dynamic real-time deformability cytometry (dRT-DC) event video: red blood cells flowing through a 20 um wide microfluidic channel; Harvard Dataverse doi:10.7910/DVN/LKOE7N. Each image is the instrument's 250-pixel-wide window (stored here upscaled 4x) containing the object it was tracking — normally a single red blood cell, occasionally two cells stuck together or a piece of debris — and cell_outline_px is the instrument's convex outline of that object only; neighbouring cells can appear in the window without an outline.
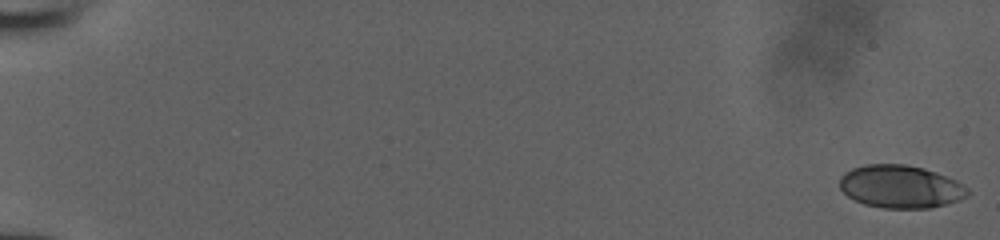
{"species": "human", "species_latin": "Homo sapiens", "temperature_condition": "room temperature", "stored_images_in_passage": 53, "camera_frame_rate_fps": 3000, "um_per_image_px": 0.085, "donor": {"sex": "male"}, "frame": {"image": 1, "passage_image": 1, "time_ms": 0.0, "image_size_px": [1000, 240], "cell_outline_px": [[968, 196], [960, 200], [928, 208], [884, 208], [864, 204], [848, 196], [840, 188], [840, 176], [844, 172], [852, 168], [868, 164], [904, 164], [924, 168], [936, 172], [956, 180], [964, 184], [968, 188]], "centroid_in_image_um": [76.55, 15.86], "position_along_channel_um": 8.4, "area_um2": 31.96}}
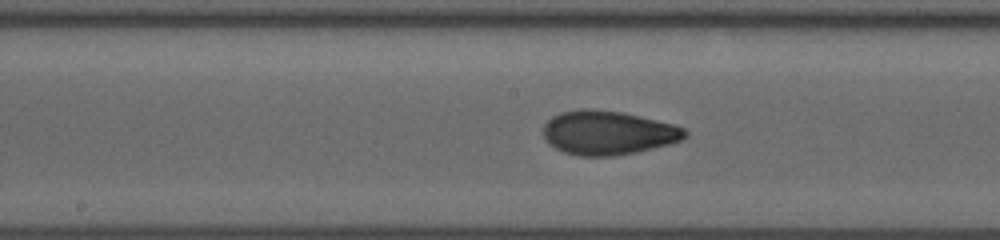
{"frame": {"image": 2, "passage_image": 30, "time_ms": 9.667, "image_size_px": [1000, 240], "cell_outline_px": [[688, 136], [680, 140], [668, 144], [636, 152], [616, 156], [580, 156], [564, 152], [548, 144], [544, 136], [544, 124], [552, 116], [560, 112], [580, 108], [592, 108], [624, 112], [676, 124], [684, 128], [688, 132]], "centroid_in_image_um": [51.68, 11.27], "position_along_channel_um": 196.5, "area_um2": 36.7}}
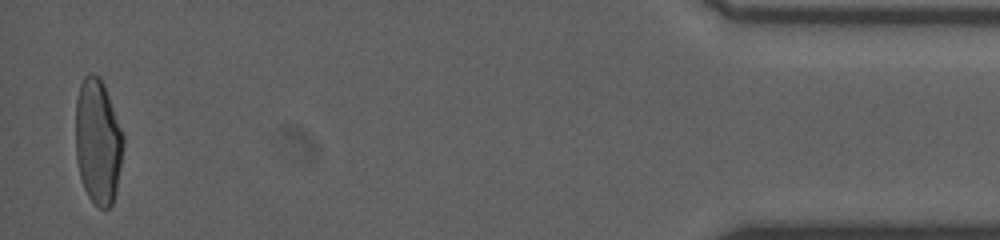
{"frame": {"image": 3, "passage_image": 52, "time_ms": 17.0, "image_size_px": [1000, 240], "cell_outline_px": [[124, 144], [116, 188], [112, 204], [108, 208], [100, 208], [88, 196], [84, 188], [80, 176], [76, 160], [76, 100], [80, 84], [84, 76], [88, 72], [92, 72], [100, 76], [104, 84], [124, 136]], "centroid_in_image_um": [8.31, 11.99], "position_along_channel_um": 426.9, "area_um2": 34.74}}